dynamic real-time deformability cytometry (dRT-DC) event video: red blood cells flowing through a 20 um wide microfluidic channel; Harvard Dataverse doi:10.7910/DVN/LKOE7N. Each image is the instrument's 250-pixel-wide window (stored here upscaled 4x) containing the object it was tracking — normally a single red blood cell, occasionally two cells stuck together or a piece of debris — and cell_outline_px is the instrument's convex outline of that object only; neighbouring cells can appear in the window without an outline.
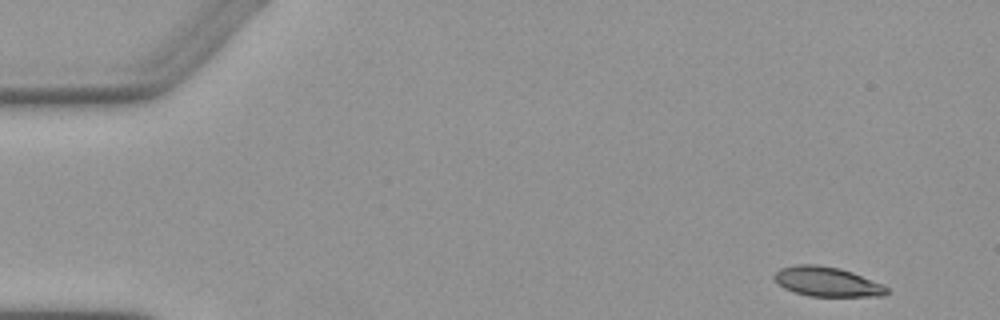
{"species": "Egyptian fruit bat (a non-hibernating species)", "species_latin": "Rousettus aegyptiacus", "temperature_condition": "warm", "stored_images_in_passage": 4, "camera_frame_rate_fps": 3000, "um_per_image_px": 0.085, "animal": {"sex": "female"}, "frame": {"image": 1, "passage_image": 1, "time_ms": 0.0, "image_size_px": [1000, 320], "cell_outline_px": [[888, 292], [884, 296], [808, 296], [784, 288], [772, 276], [780, 268], [796, 264], [816, 264], [840, 268], [852, 272], [884, 284], [888, 288]], "centroid_in_image_um": [70.32, 23.94], "position_along_channel_um": 14.7, "area_um2": 19.42}}
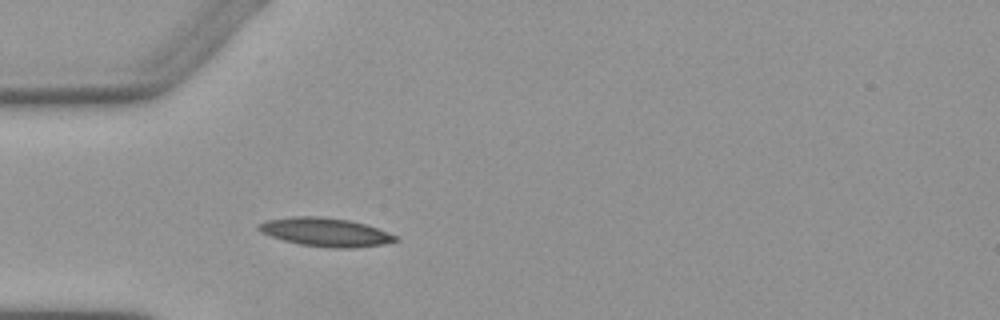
{"frame": {"image": 2, "passage_image": 4, "time_ms": 4.0, "image_size_px": [1000, 320], "cell_outline_px": [[400, 240], [384, 244], [352, 248], [336, 248], [300, 244], [284, 240], [260, 232], [256, 228], [256, 224], [268, 220], [292, 216], [320, 216], [348, 220], [364, 224], [388, 232], [396, 236]], "centroid_in_image_um": [27.65, 19.72], "position_along_channel_um": 57.4, "area_um2": 22.6}}